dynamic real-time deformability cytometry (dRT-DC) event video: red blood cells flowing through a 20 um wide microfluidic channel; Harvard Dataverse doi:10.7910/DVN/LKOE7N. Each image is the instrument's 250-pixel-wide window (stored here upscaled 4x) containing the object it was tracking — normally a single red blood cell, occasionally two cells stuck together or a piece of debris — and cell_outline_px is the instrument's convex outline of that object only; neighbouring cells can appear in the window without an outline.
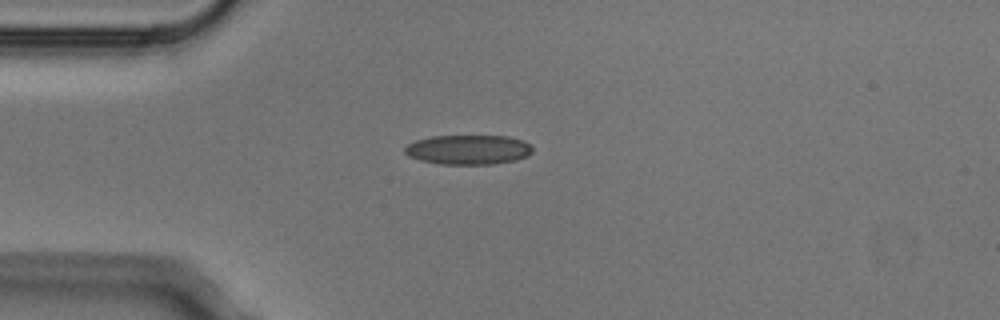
{"species": "Egyptian fruit bat (a non-hibernating species)", "species_latin": "Rousettus aegyptiacus", "temperature_condition": "cold", "stored_images_in_passage": 3, "camera_frame_rate_fps": 3000, "um_per_image_px": 0.085, "animal": {"sex": "male"}, "frame": {"image": 1, "passage_image": 3, "time_ms": 0.667, "image_size_px": [1000, 320], "cell_outline_px": [[532, 152], [528, 156], [516, 160], [492, 164], [440, 164], [420, 160], [408, 156], [404, 152], [404, 148], [408, 144], [416, 140], [432, 136], [508, 136], [524, 140], [532, 148]], "centroid_in_image_um": [39.81, 12.72], "position_along_channel_um": 45.2, "area_um2": 22.08}}